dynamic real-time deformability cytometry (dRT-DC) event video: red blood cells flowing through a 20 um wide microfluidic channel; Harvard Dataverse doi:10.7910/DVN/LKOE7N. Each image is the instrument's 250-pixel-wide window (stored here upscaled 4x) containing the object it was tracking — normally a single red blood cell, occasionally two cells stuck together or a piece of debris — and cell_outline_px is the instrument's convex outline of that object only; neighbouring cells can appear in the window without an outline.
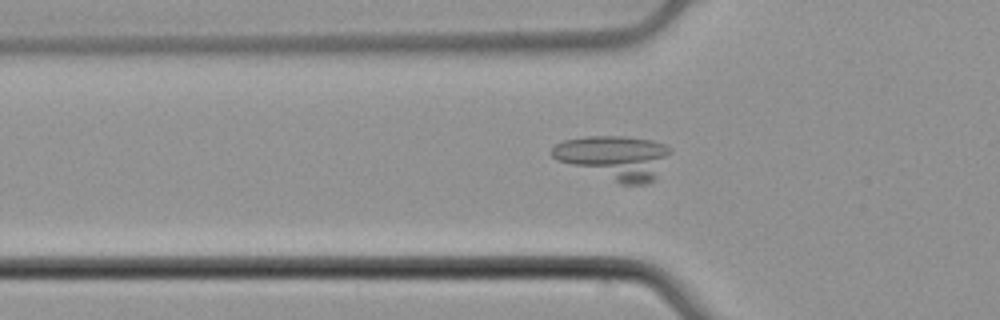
{"species": "common noctule bat (a hibernating species)", "species_latin": "Nyctalus noctula", "temperature_condition": "cold", "stored_images_in_passage": 36, "camera_frame_rate_fps": 3000, "um_per_image_px": 0.085, "animal": {"sex": "male", "body_mass_g": 21.5, "forearm_length_mm": 52.0}, "frame": {"image": 1, "passage_image": 17, "time_ms": 5.333, "image_size_px": [1000, 320], "cell_outline_px": [[672, 152], [656, 176], [648, 184], [620, 184], [556, 160], [552, 156], [552, 148], [556, 144], [564, 140], [584, 136], [624, 136], [652, 140], [664, 144], [672, 148]], "centroid_in_image_um": [52.24, 13.37], "position_along_channel_um": 73.6, "area_um2": 30.35}}